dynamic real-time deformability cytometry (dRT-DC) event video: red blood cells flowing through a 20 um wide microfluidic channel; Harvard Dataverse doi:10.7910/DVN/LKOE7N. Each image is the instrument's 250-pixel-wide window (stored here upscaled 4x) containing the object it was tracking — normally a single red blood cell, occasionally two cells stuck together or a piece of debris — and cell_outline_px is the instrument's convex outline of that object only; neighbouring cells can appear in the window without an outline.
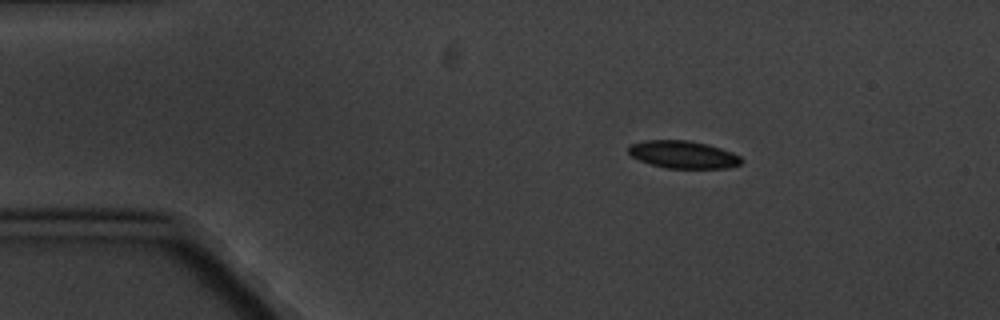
{"species": "common noctule bat (a hibernating species)", "species_latin": "Nyctalus noctula", "temperature_condition": "cold", "stored_images_in_passage": 3, "camera_frame_rate_fps": 3000, "um_per_image_px": 0.085, "animal": {"sex": "male", "body_mass_g": 20.1, "forearm_length_mm": 53.5}, "frame": {"image": 1, "passage_image": 1, "time_ms": 0.0, "image_size_px": [1000, 320], "cell_outline_px": [[744, 160], [740, 164], [728, 168], [664, 168], [640, 160], [632, 156], [628, 152], [628, 144], [644, 140], [688, 140], [708, 144], [732, 152], [740, 156]], "centroid_in_image_um": [58.07, 13.13], "position_along_channel_um": 26.9, "area_um2": 18.21}}